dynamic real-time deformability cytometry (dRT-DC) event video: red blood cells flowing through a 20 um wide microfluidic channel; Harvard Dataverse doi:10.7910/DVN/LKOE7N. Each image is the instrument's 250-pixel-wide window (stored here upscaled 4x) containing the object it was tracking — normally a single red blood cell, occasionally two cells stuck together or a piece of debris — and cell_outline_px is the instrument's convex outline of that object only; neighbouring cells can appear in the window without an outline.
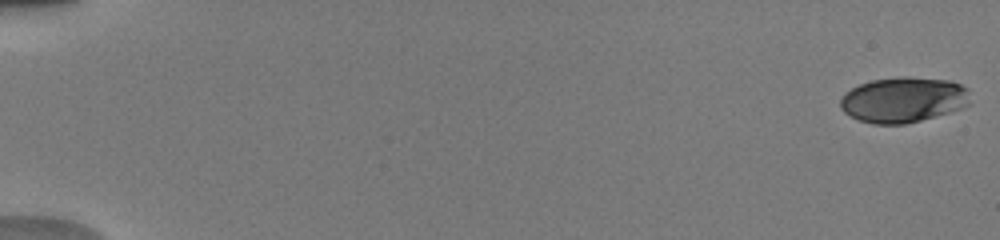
{"species": "human", "species_latin": "Homo sapiens", "temperature_condition": "warm", "stored_images_in_passage": 19, "camera_frame_rate_fps": 3000, "um_per_image_px": 0.085, "donor": {"sex": "male"}, "frame": {"image": 1, "passage_image": 1, "time_ms": 0.0, "image_size_px": [1000, 240], "cell_outline_px": [[968, 104], [960, 108], [948, 112], [920, 120], [904, 124], [872, 124], [860, 120], [844, 112], [840, 108], [840, 100], [844, 92], [860, 84], [872, 80], [904, 76], [908, 76], [952, 80], [968, 88]], "centroid_in_image_um": [76.76, 8.46], "position_along_channel_um": 8.2, "area_um2": 34.28}}
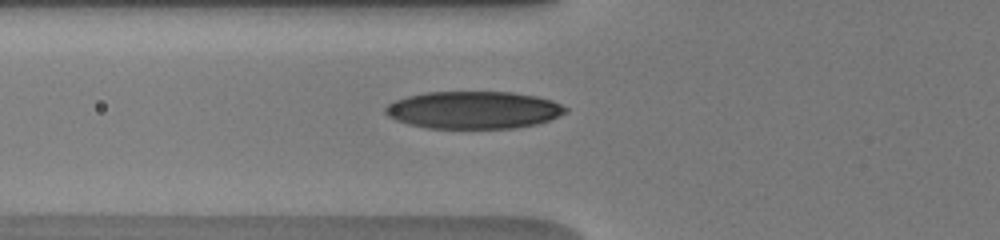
{"frame": {"image": 2, "passage_image": 16, "time_ms": 6.667, "image_size_px": [1000, 240], "cell_outline_px": [[568, 112], [548, 120], [536, 124], [516, 128], [428, 128], [408, 124], [396, 120], [388, 116], [384, 112], [384, 108], [388, 104], [396, 100], [408, 96], [424, 92], [512, 92], [536, 96], [552, 100], [568, 108]], "centroid_in_image_um": [40.25, 9.35], "position_along_channel_um": 85.6, "area_um2": 39.36}}
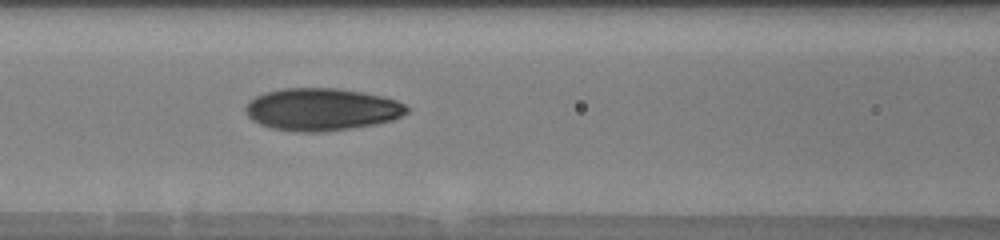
{"frame": {"image": 3, "passage_image": 19, "time_ms": 8.0, "image_size_px": [1000, 240], "cell_outline_px": [[412, 108], [408, 112], [392, 120], [376, 124], [320, 132], [296, 132], [272, 128], [260, 124], [252, 120], [244, 112], [244, 108], [248, 100], [264, 92], [284, 88], [336, 88], [364, 92], [396, 100]], "centroid_in_image_um": [27.32, 9.29], "position_along_channel_um": 139.3, "area_um2": 40.0}}